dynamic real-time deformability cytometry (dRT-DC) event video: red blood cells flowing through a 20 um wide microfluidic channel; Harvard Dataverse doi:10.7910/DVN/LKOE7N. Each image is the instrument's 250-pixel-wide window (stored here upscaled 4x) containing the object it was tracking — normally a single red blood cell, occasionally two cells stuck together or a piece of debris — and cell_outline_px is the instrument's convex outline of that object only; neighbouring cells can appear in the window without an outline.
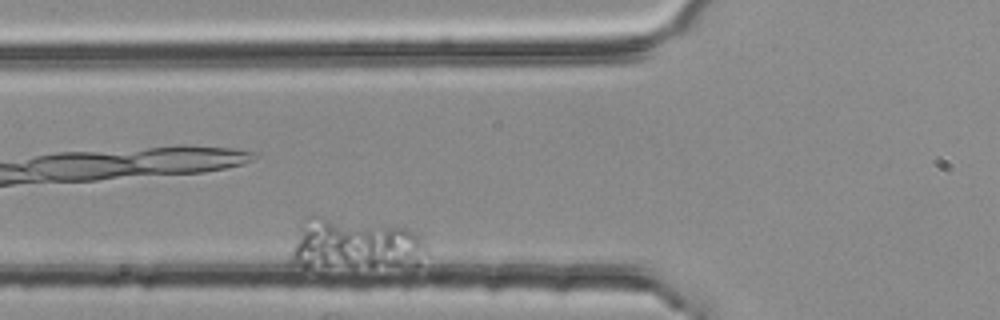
{"species": "common noctule bat (a hibernating species)", "species_latin": "Nyctalus noctula", "temperature_condition": "room temperature", "stored_images_in_passage": 5, "camera_frame_rate_fps": 3000, "um_per_image_px": 0.085, "animal": {"sex": "female", "body_mass_g": 25.1}, "frame": {"image": 1, "passage_image": 5, "time_ms": 1.333, "image_size_px": [1000, 320], "cell_outline_px": [[432, 256], [412, 268], [300, 280], [288, 264], [288, 260], [300, 220], [304, 216], [320, 216], [408, 228], [416, 232], [420, 236], [428, 248]], "centroid_in_image_um": [29.98, 21.09], "position_along_channel_um": 95.8, "area_um2": 48.61}}